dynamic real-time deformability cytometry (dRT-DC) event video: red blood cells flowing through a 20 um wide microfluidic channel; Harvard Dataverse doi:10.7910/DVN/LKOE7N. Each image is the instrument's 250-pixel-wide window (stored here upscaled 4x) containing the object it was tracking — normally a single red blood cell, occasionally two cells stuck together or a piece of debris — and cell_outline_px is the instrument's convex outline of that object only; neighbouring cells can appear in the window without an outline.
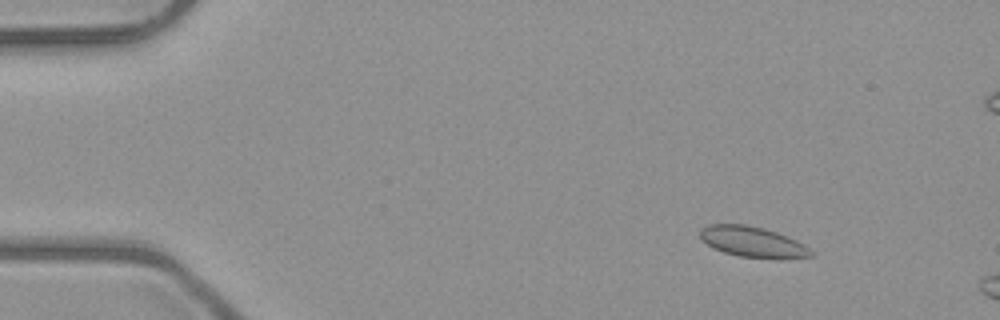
{"species": "common noctule bat (a hibernating species)", "species_latin": "Nyctalus noctula", "temperature_condition": "room temperature", "stored_images_in_passage": 4, "camera_frame_rate_fps": 3000, "um_per_image_px": 0.085, "animal": {"sex": "male", "body_mass_g": 23.1, "forearm_length_mm": 52.7}, "frame": {"image": 1, "passage_image": 2, "time_ms": 2.0, "image_size_px": [1000, 320], "cell_outline_px": [[812, 256], [784, 260], [776, 260], [740, 256], [724, 252], [712, 248], [700, 240], [700, 228], [708, 224], [744, 224], [764, 228], [776, 232], [796, 240], [804, 244], [812, 252]], "centroid_in_image_um": [63.96, 20.58], "position_along_channel_um": 21.0, "area_um2": 20.17}}